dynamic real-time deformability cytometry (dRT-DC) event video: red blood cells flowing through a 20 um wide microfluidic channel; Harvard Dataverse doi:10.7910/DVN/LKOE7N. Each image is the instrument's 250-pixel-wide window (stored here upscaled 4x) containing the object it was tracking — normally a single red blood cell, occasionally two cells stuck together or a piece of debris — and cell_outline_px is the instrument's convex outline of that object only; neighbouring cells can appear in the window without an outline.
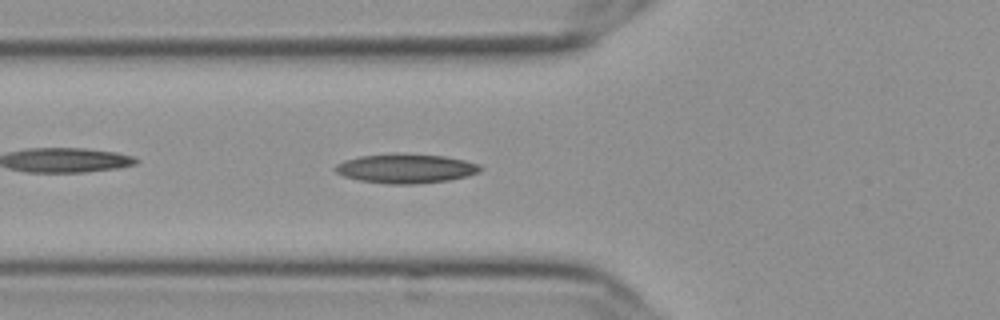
{"species": "Egyptian fruit bat (a non-hibernating species)", "species_latin": "Rousettus aegyptiacus", "temperature_condition": "cold", "stored_images_in_passage": 28, "camera_frame_rate_fps": 3000, "um_per_image_px": 0.085, "frame": {"image": 1, "passage_image": 9, "time_ms": 2.667, "image_size_px": [1000, 320], "cell_outline_px": [[484, 168], [480, 172], [468, 176], [448, 180], [416, 184], [388, 184], [360, 180], [344, 176], [336, 172], [336, 164], [344, 160], [360, 156], [444, 156], [464, 160], [480, 164]], "centroid_in_image_um": [34.56, 14.37], "position_along_channel_um": 91.2, "area_um2": 23.81}}
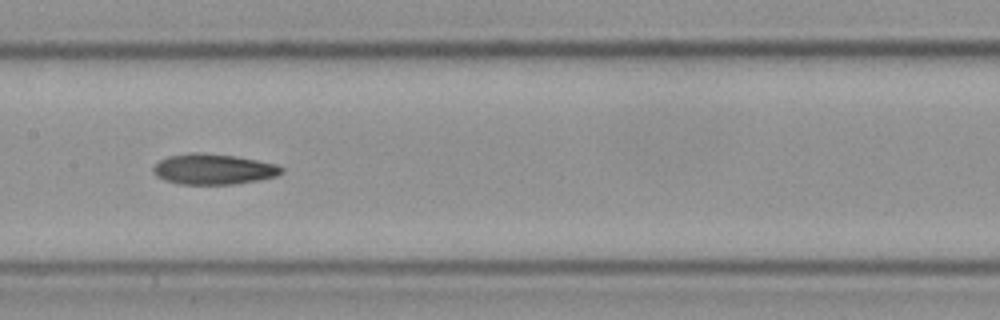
{"frame": {"image": 2, "passage_image": 17, "time_ms": 5.333, "image_size_px": [1000, 320], "cell_outline_px": [[284, 172], [276, 176], [260, 180], [236, 184], [180, 184], [164, 180], [156, 176], [152, 172], [152, 168], [160, 160], [168, 156], [188, 152], [200, 152], [236, 156], [276, 164], [284, 168]], "centroid_in_image_um": [18.13, 14.38], "position_along_channel_um": 189.3, "area_um2": 23.06}}
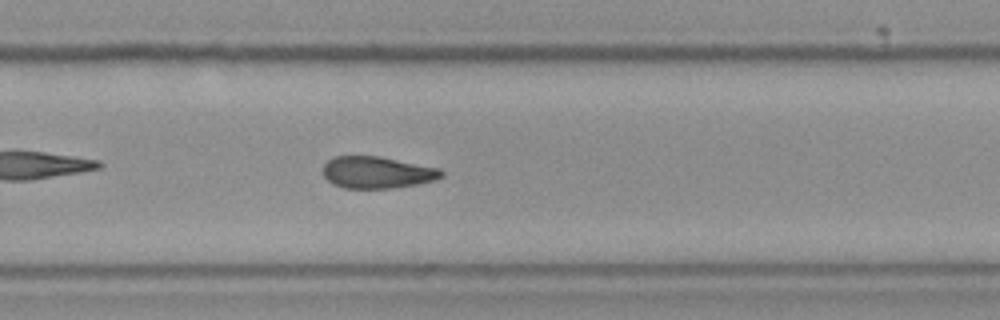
{"frame": {"image": 3, "passage_image": 26, "time_ms": 8.333, "image_size_px": [1000, 320], "cell_outline_px": [[444, 176], [436, 180], [416, 184], [392, 188], [344, 188], [332, 184], [324, 176], [324, 164], [332, 156], [380, 156], [440, 168], [444, 172]], "centroid_in_image_um": [32.07, 14.65], "position_along_channel_um": 297.7, "area_um2": 22.08}}